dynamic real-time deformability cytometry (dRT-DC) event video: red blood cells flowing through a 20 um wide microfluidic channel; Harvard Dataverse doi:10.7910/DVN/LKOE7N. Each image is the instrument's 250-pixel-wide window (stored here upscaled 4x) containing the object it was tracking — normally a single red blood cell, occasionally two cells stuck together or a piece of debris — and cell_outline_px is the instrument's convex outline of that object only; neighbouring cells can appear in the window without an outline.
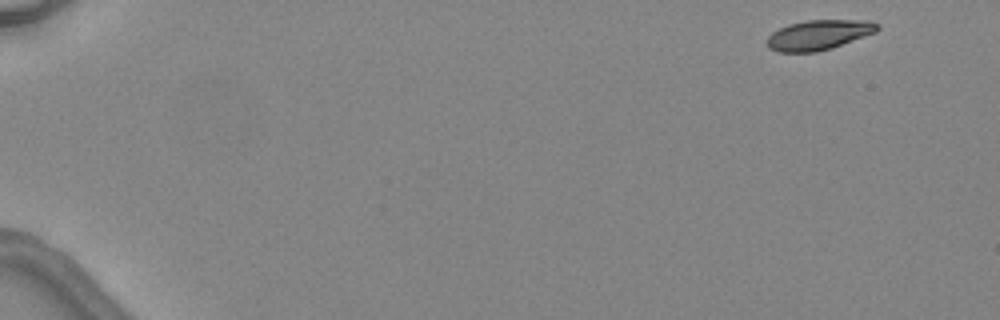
{"species": "common noctule bat (a hibernating species)", "species_latin": "Nyctalus noctula", "temperature_condition": "warm", "stored_images_in_passage": 5, "camera_frame_rate_fps": 3000, "um_per_image_px": 0.085, "animal": {"sex": "female", "body_mass_g": 24.6, "forearm_length_mm": 56.2}, "frame": {"image": 1, "passage_image": 1, "time_ms": 0.0, "image_size_px": [1000, 320], "cell_outline_px": [[880, 28], [876, 32], [832, 48], [816, 52], [776, 52], [768, 48], [764, 40], [772, 32], [788, 24], [808, 20], [872, 20], [880, 24]], "centroid_in_image_um": [69.58, 2.97], "position_along_channel_um": 15.4, "area_um2": 19.54}}
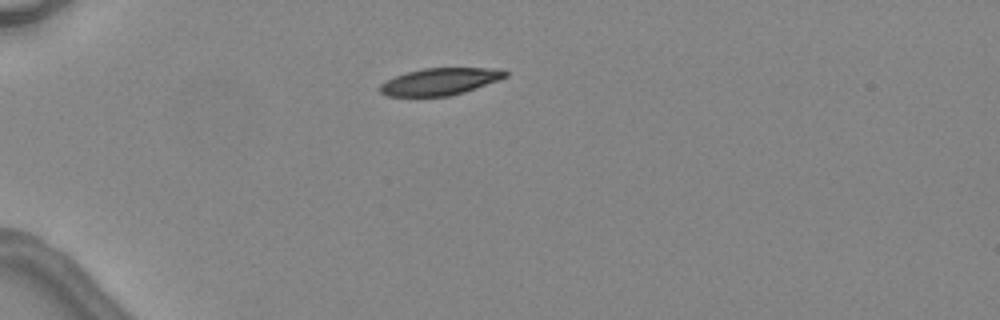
{"frame": {"image": 2, "passage_image": 4, "time_ms": 3.667, "image_size_px": [1000, 320], "cell_outline_px": [[508, 76], [500, 80], [464, 92], [448, 96], [388, 96], [380, 92], [380, 84], [396, 76], [408, 72], [424, 68], [504, 68], [508, 72]], "centroid_in_image_um": [37.47, 6.92], "position_along_channel_um": 47.5, "area_um2": 19.71}}